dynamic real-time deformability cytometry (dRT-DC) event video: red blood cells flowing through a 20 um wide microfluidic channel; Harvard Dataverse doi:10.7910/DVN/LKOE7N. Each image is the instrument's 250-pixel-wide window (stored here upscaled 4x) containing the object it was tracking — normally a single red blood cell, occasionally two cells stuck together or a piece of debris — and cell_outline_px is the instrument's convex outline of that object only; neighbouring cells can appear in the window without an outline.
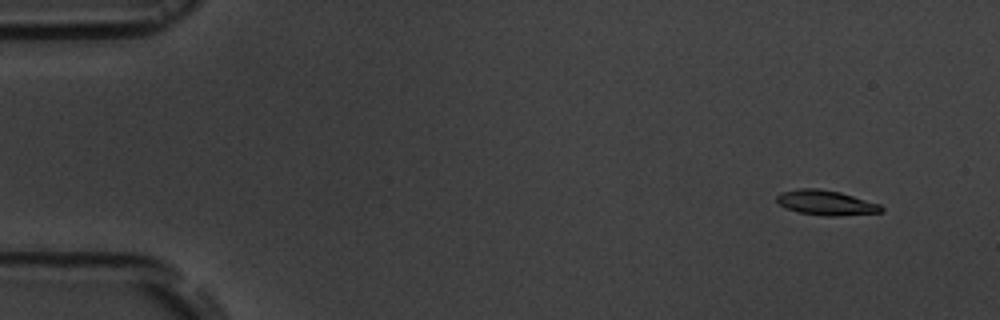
{"species": "common noctule bat (a hibernating species)", "species_latin": "Nyctalus noctula", "temperature_condition": "room temperature", "stored_images_in_passage": 8, "camera_frame_rate_fps": 3000, "um_per_image_px": 0.085, "animal": {"sex": "male", "body_mass_g": 19.5, "forearm_length_mm": 54.6}, "frame": {"image": 1, "passage_image": 1, "time_ms": 0.0, "image_size_px": [1000, 320], "cell_outline_px": [[884, 212], [836, 216], [824, 216], [800, 212], [788, 208], [780, 204], [776, 200], [776, 196], [780, 192], [796, 188], [816, 188], [840, 192], [880, 204], [884, 208]], "centroid_in_image_um": [70.22, 17.22], "position_along_channel_um": 14.8, "area_um2": 15.14}}
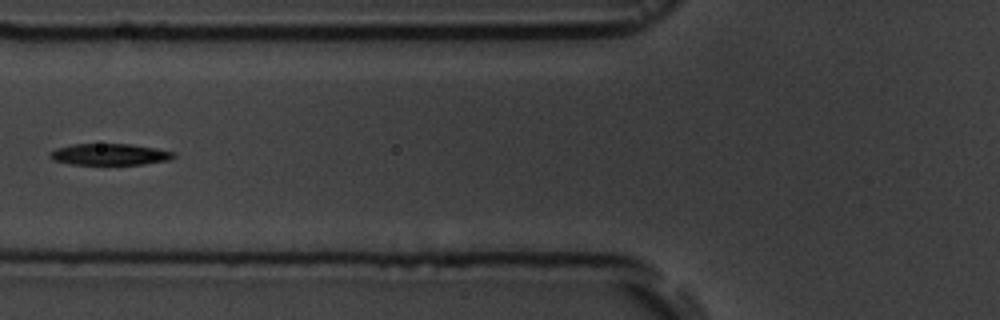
{"frame": {"image": 2, "passage_image": 6, "time_ms": 6.0, "image_size_px": [1000, 320], "cell_outline_px": [[176, 156], [168, 160], [144, 164], [72, 164], [52, 160], [48, 156], [56, 148], [72, 144], [128, 144], [156, 148], [176, 152]], "centroid_in_image_um": [9.34, 13.12], "position_along_channel_um": 116.5, "area_um2": 15.37}}
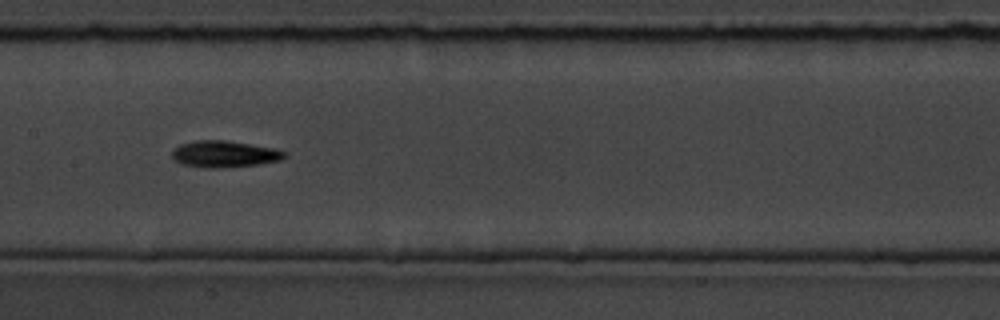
{"frame": {"image": 3, "passage_image": 8, "time_ms": 8.0, "image_size_px": [1000, 320], "cell_outline_px": [[288, 156], [280, 160], [256, 164], [216, 168], [212, 168], [184, 164], [176, 160], [172, 156], [172, 152], [180, 144], [196, 140], [224, 140], [272, 148], [288, 152]], "centroid_in_image_um": [19.1, 13.08], "position_along_channel_um": 188.3, "area_um2": 16.99}}